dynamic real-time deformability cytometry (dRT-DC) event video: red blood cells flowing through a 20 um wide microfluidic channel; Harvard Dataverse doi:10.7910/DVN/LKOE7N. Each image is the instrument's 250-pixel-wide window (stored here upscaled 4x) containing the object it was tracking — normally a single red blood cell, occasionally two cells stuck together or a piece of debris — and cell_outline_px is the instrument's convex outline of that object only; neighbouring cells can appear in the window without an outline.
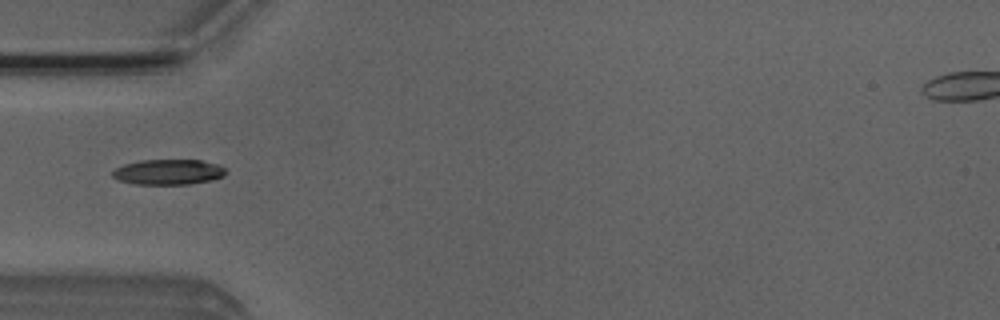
{"species": "Egyptian fruit bat (a non-hibernating species)", "species_latin": "Rousettus aegyptiacus", "temperature_condition": "room temperature", "stored_images_in_passage": 3, "camera_frame_rate_fps": 3000, "um_per_image_px": 0.085, "animal": {"sex": "male"}, "frame": {"image": 1, "passage_image": 3, "time_ms": 0.667, "image_size_px": [1000, 320], "cell_outline_px": [[228, 172], [224, 176], [212, 180], [188, 184], [132, 184], [120, 180], [112, 176], [112, 172], [116, 168], [124, 164], [140, 160], [200, 160], [220, 164]], "centroid_in_image_um": [14.34, 14.61], "position_along_channel_um": 70.7, "area_um2": 16.82}}